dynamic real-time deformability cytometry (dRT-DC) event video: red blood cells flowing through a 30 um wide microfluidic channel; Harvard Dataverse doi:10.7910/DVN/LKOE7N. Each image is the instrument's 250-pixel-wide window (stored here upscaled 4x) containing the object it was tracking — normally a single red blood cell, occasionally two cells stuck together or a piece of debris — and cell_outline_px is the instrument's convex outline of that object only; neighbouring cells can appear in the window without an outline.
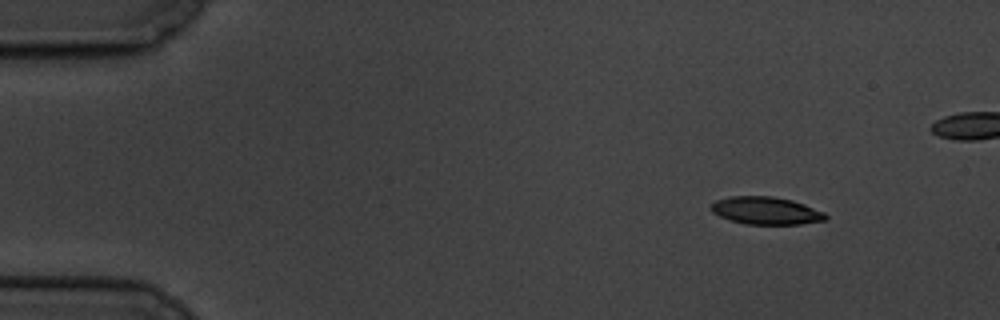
{"species": "common noctule bat (a hibernating species)", "species_latin": "Nyctalus noctula", "temperature_condition": "cold", "stored_images_in_passage": 13, "camera_frame_rate_fps": 3000, "um_per_image_px": 0.085, "animal": {"sex": "male", "body_mass_g": 19.5, "forearm_length_mm": 54.6}, "frame": {"image": 1, "passage_image": 1, "time_ms": 0.0, "image_size_px": [1000, 320], "cell_outline_px": [[828, 220], [800, 224], [744, 224], [720, 216], [712, 212], [708, 208], [716, 200], [732, 196], [772, 196], [792, 200], [804, 204], [824, 212], [828, 216]], "centroid_in_image_um": [65.12, 17.9], "position_along_channel_um": 19.9, "area_um2": 18.44}}
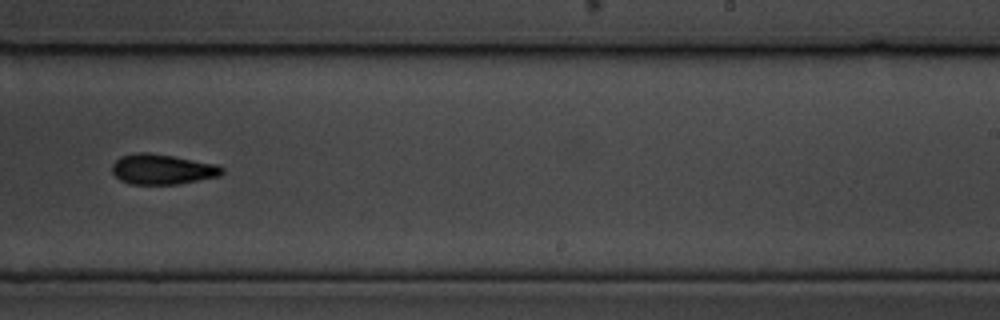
{"frame": {"image": 2, "passage_image": 9, "time_ms": 10.333, "image_size_px": [1000, 320], "cell_outline_px": [[224, 172], [220, 176], [180, 184], [128, 184], [120, 180], [112, 172], [112, 164], [120, 156], [136, 152], [148, 152], [172, 156], [216, 164], [224, 168]], "centroid_in_image_um": [13.79, 14.39], "position_along_channel_um": 275.2, "area_um2": 19.48}}
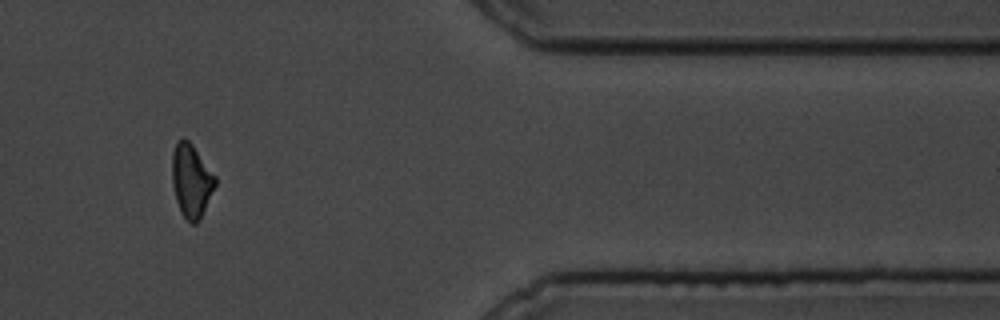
{"frame": {"image": 3, "passage_image": 12, "time_ms": 14.667, "image_size_px": [1000, 320], "cell_outline_px": [[216, 184], [200, 220], [196, 224], [192, 224], [180, 212], [176, 200], [172, 184], [172, 152], [176, 140], [188, 140], [192, 144], [216, 176]], "centroid_in_image_um": [16.25, 15.36], "position_along_channel_um": 395.1, "area_um2": 18.44}}